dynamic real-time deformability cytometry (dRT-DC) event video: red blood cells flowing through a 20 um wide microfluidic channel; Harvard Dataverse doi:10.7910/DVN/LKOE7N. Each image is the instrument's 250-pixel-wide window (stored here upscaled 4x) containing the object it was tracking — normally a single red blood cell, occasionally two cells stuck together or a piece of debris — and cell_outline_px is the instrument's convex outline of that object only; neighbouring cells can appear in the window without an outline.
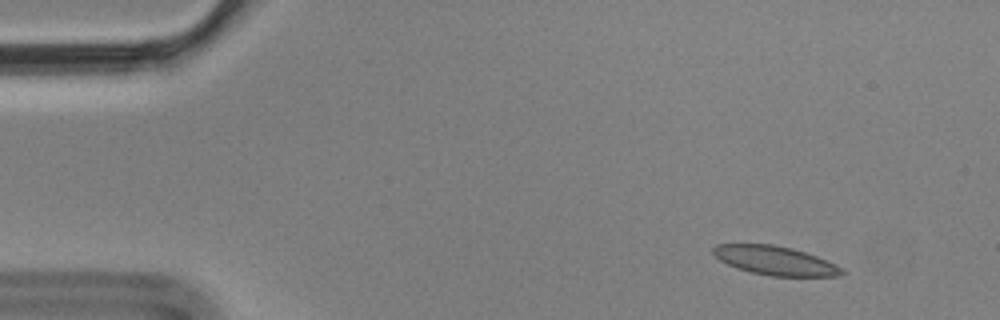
{"species": "Egyptian fruit bat (a non-hibernating species)", "species_latin": "Rousettus aegyptiacus", "temperature_condition": "cold", "stored_images_in_passage": 5, "camera_frame_rate_fps": 3000, "um_per_image_px": 0.085, "animal": {"sex": "male"}, "frame": {"image": 1, "passage_image": 1, "time_ms": 0.0, "image_size_px": [1000, 320], "cell_outline_px": [[844, 272], [836, 276], [772, 276], [752, 272], [736, 268], [720, 260], [712, 252], [712, 248], [716, 244], [772, 244], [792, 248], [816, 256], [836, 264]], "centroid_in_image_um": [65.85, 22.14], "position_along_channel_um": 19.2, "area_um2": 21.44}}
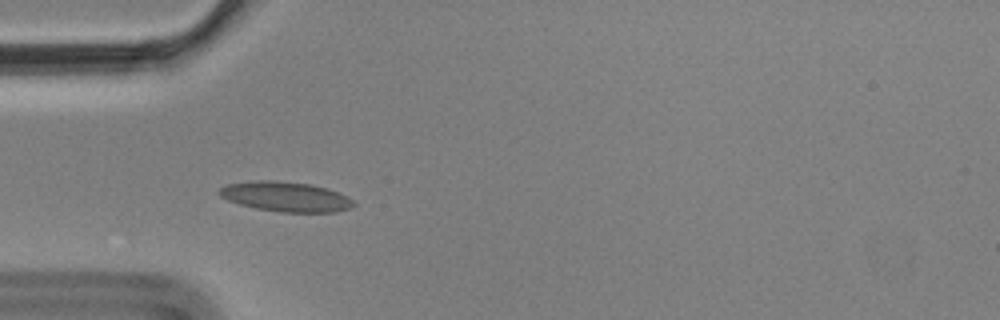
{"frame": {"image": 2, "passage_image": 4, "time_ms": 1.0, "image_size_px": [1000, 320], "cell_outline_px": [[356, 204], [352, 208], [336, 212], [280, 212], [256, 208], [240, 204], [228, 200], [220, 196], [220, 188], [228, 184], [252, 180], [272, 180], [308, 184], [328, 188], [348, 196]], "centroid_in_image_um": [24.32, 16.72], "position_along_channel_um": 60.7, "area_um2": 23.35}}
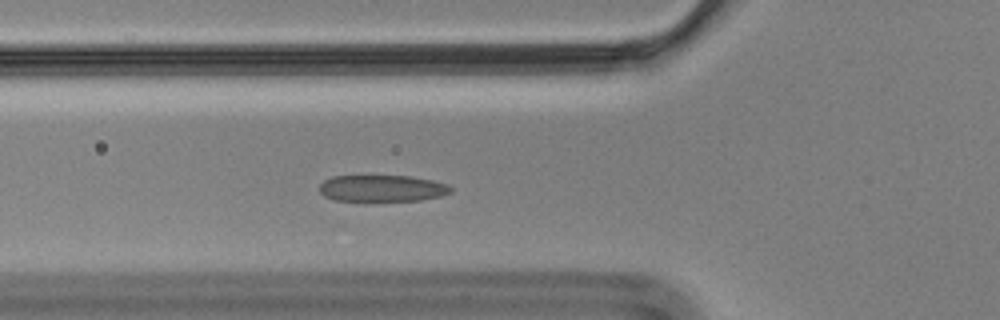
{"frame": {"image": 3, "passage_image": 5, "time_ms": 1.333, "image_size_px": [1000, 320], "cell_outline_px": [[452, 192], [440, 196], [420, 200], [372, 204], [368, 204], [332, 200], [324, 196], [320, 192], [320, 184], [324, 180], [332, 176], [408, 176], [432, 180], [448, 184], [452, 188]], "centroid_in_image_um": [32.43, 16.07], "position_along_channel_um": 93.4, "area_um2": 21.5}}